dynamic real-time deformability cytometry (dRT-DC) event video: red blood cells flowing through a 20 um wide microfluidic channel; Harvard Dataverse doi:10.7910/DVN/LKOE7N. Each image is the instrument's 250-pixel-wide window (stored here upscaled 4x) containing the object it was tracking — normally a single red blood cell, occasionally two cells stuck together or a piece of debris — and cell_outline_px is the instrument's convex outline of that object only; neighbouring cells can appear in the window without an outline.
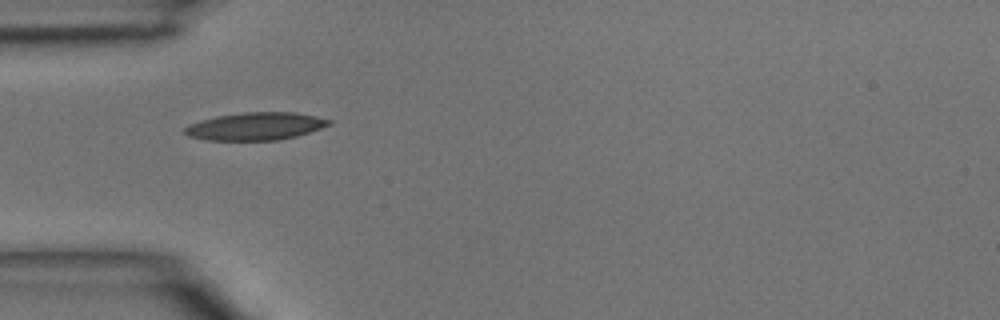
{"species": "common noctule bat (a hibernating species)", "species_latin": "Nyctalus noctula", "temperature_condition": "room temperature", "stored_images_in_passage": 33, "camera_frame_rate_fps": 3000, "um_per_image_px": 0.085, "animal": {"sex": "male", "body_mass_g": 15.6}, "frame": {"image": 1, "passage_image": 1, "time_ms": 0.0, "image_size_px": [1000, 320], "cell_outline_px": [[332, 124], [296, 136], [280, 140], [208, 140], [188, 136], [184, 132], [184, 128], [188, 124], [200, 120], [216, 116], [244, 112], [296, 112], [332, 120]], "centroid_in_image_um": [21.7, 10.73], "position_along_channel_um": 63.3, "area_um2": 23.24}}
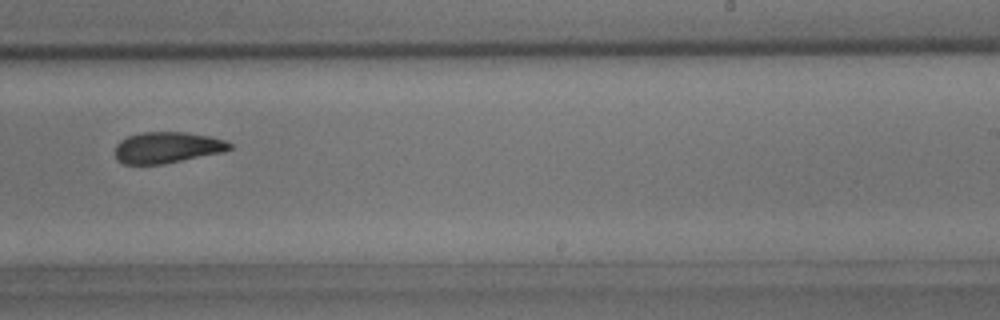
{"frame": {"image": 2, "passage_image": 16, "time_ms": 5.0, "image_size_px": [1000, 320], "cell_outline_px": [[232, 148], [224, 152], [164, 164], [124, 164], [116, 160], [116, 144], [120, 140], [128, 136], [140, 132], [184, 132], [212, 136], [224, 140], [232, 144]], "centroid_in_image_um": [14.22, 12.54], "position_along_channel_um": 274.8, "area_um2": 20.98}}
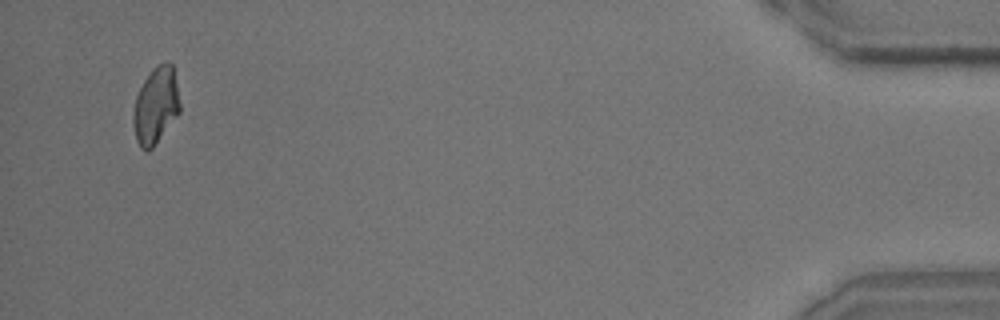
{"frame": {"image": 3, "passage_image": 32, "time_ms": 10.333, "image_size_px": [1000, 320], "cell_outline_px": [[180, 112], [152, 148], [140, 148], [136, 140], [132, 124], [132, 116], [136, 96], [144, 80], [152, 68], [156, 64], [168, 60], [172, 64], [180, 104]], "centroid_in_image_um": [13.23, 8.94], "position_along_channel_um": 422.0, "area_um2": 20.75}}